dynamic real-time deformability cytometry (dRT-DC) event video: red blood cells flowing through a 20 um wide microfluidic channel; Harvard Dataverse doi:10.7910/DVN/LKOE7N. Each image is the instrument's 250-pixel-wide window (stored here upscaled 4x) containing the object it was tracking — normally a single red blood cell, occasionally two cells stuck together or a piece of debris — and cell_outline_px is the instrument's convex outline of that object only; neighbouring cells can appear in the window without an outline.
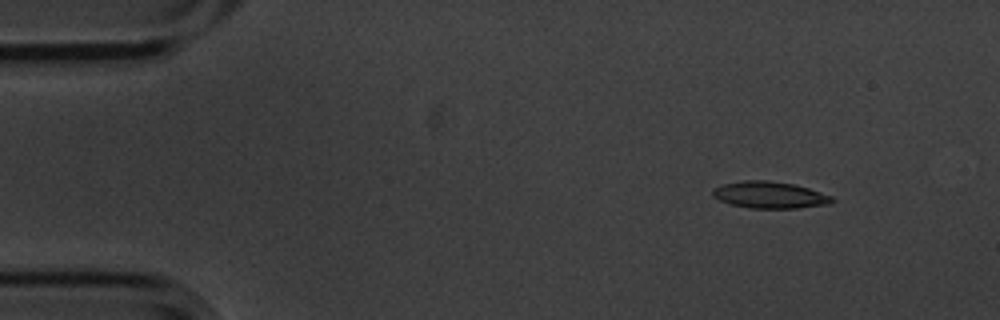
{"species": "common noctule bat (a hibernating species)", "species_latin": "Nyctalus noctula", "temperature_condition": "cold", "stored_images_in_passage": 4, "camera_frame_rate_fps": 3000, "um_per_image_px": 0.085, "animal": {"sex": "male", "body_mass_g": 20.1, "forearm_length_mm": 53.5}, "frame": {"image": 1, "passage_image": 2, "time_ms": 0.333, "image_size_px": [1000, 320], "cell_outline_px": [[836, 200], [832, 204], [796, 208], [748, 208], [732, 204], [720, 200], [712, 196], [712, 188], [724, 184], [744, 180], [768, 180], [792, 184], [808, 188], [832, 196]], "centroid_in_image_um": [65.44, 16.57], "position_along_channel_um": 19.6, "area_um2": 18.61}}